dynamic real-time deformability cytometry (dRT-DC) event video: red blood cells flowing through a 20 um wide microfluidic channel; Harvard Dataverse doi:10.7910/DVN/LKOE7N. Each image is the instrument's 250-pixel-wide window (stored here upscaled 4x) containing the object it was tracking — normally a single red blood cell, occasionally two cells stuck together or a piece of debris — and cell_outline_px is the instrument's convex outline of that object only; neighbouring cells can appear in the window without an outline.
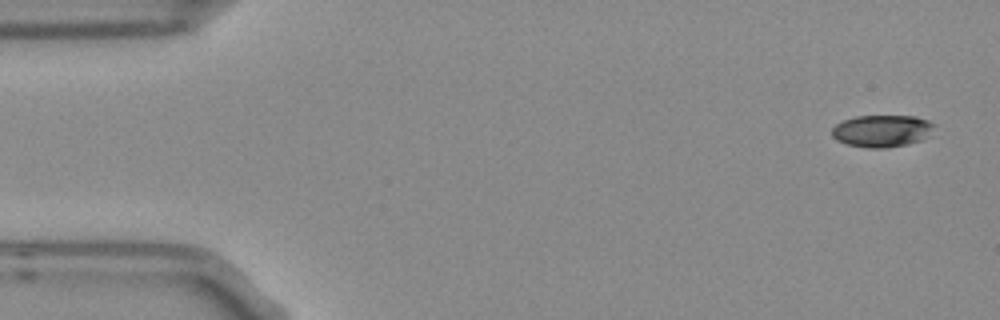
{"species": "Egyptian fruit bat (a non-hibernating species)", "species_latin": "Rousettus aegyptiacus", "temperature_condition": "room temperature", "stored_images_in_passage": 3, "camera_frame_rate_fps": 3000, "um_per_image_px": 0.085, "frame": {"image": 1, "passage_image": 1, "time_ms": 0.0, "image_size_px": [1000, 320], "cell_outline_px": [[936, 124], [920, 140], [908, 144], [888, 148], [868, 148], [844, 144], [836, 140], [832, 136], [832, 128], [836, 124], [844, 120], [856, 116], [916, 116], [928, 120]], "centroid_in_image_um": [74.91, 11.13], "position_along_channel_um": 10.1, "area_um2": 19.07}}